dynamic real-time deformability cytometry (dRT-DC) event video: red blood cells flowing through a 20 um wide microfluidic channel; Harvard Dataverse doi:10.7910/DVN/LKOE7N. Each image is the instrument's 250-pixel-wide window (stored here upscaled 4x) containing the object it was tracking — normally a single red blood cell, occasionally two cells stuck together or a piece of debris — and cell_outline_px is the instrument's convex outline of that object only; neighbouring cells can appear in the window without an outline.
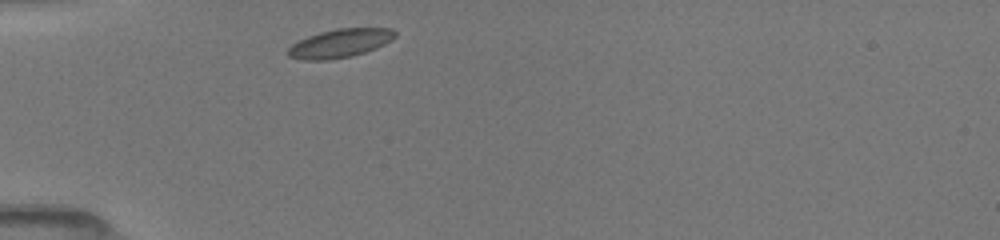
{"species": "common noctule bat (a hibernating species)", "species_latin": "Nyctalus noctula", "temperature_condition": "room temperature", "stored_images_in_passage": 37, "camera_frame_rate_fps": 3000, "um_per_image_px": 0.085, "animal": {"sex": "female", "body_mass_g": 19.5, "forearm_length_mm": 54.1}, "frame": {"image": 1, "passage_image": 1, "time_ms": 0.0, "image_size_px": [1000, 240], "cell_outline_px": [[396, 36], [392, 40], [376, 48], [352, 56], [328, 60], [304, 60], [288, 56], [288, 48], [292, 44], [308, 36], [320, 32], [336, 28], [392, 28], [396, 32]], "centroid_in_image_um": [28.92, 3.67], "position_along_channel_um": 56.1, "area_um2": 17.8}}
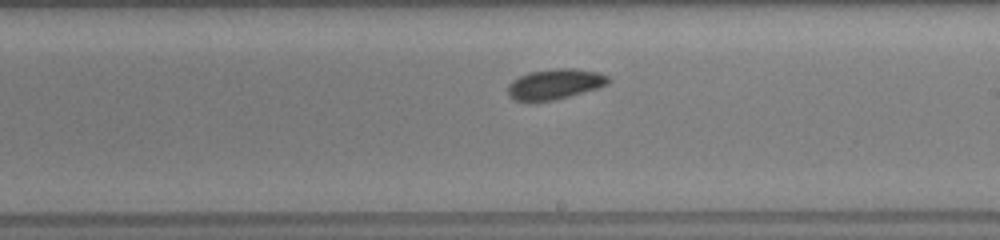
{"frame": {"image": 2, "passage_image": 16, "time_ms": 5.0, "image_size_px": [1000, 240], "cell_outline_px": [[612, 80], [608, 84], [600, 88], [556, 100], [512, 100], [508, 96], [508, 84], [512, 80], [528, 72], [552, 68], [572, 68], [600, 72], [608, 76]], "centroid_in_image_um": [47.21, 7.13], "position_along_channel_um": 241.8, "area_um2": 18.03}}
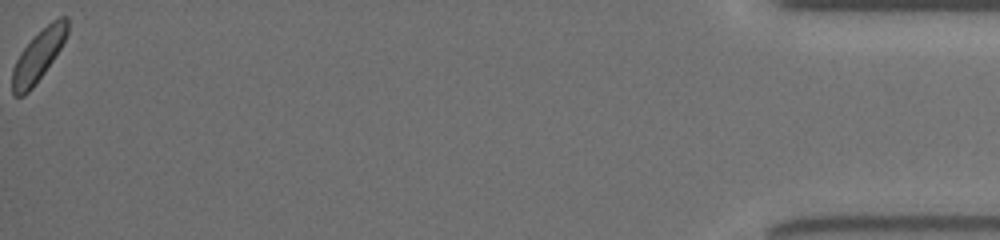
{"frame": {"image": 3, "passage_image": 37, "time_ms": 12.0, "image_size_px": [1000, 240], "cell_outline_px": [[68, 32], [60, 48], [44, 72], [32, 88], [24, 96], [16, 96], [12, 92], [12, 68], [20, 52], [52, 20], [60, 16], [68, 16]], "centroid_in_image_um": [3.25, 4.74], "position_along_channel_um": 432.0, "area_um2": 16.01}, "authors_computed_cell_mechanics": {"area_um2": 17.1088, "velocity_mm_per_s": 3.9741, "shape_relaxation_time_tau1_ms": 2.2844, "shape_relaxation_time_tau2_ms": 4.7921, "deformation_change_tau1": 0.0427, "deformation_change_tau2": 0.0778}}